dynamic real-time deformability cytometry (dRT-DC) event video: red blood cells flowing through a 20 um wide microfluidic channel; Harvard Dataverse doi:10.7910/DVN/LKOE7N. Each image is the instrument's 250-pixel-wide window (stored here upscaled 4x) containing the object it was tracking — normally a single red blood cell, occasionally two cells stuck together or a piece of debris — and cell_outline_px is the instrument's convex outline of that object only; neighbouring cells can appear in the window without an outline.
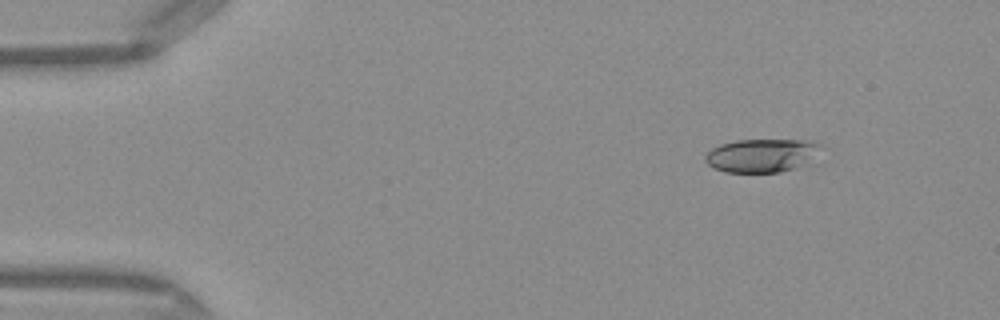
{"species": "Egyptian fruit bat (a non-hibernating species)", "species_latin": "Rousettus aegyptiacus", "temperature_condition": "warm", "stored_images_in_passage": 45, "camera_frame_rate_fps": 3000, "um_per_image_px": 0.085, "frame": {"image": 1, "passage_image": 2, "time_ms": 0.333, "image_size_px": [1000, 320], "cell_outline_px": [[828, 148], [820, 164], [780, 172], [724, 172], [712, 168], [704, 160], [704, 156], [712, 148], [720, 144], [736, 140], [804, 140], [824, 144]], "centroid_in_image_um": [65.03, 13.23], "position_along_channel_um": 20.0, "area_um2": 24.22}}
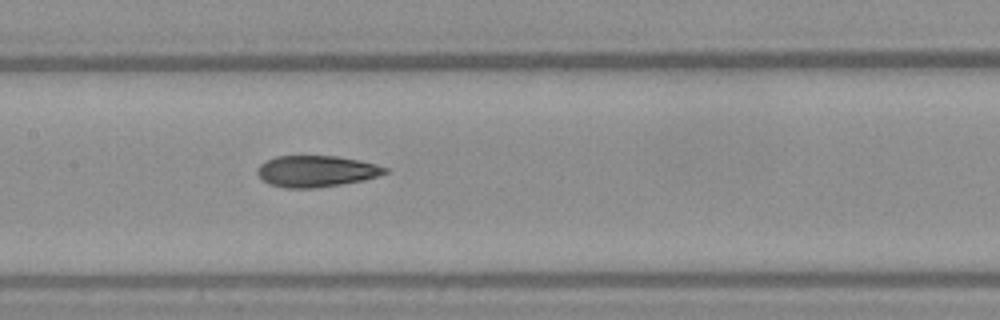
{"frame": {"image": 2, "passage_image": 20, "time_ms": 6.333, "image_size_px": [1000, 320], "cell_outline_px": [[388, 172], [364, 180], [316, 188], [284, 188], [268, 184], [256, 172], [260, 164], [276, 156], [336, 156], [360, 160], [376, 164], [388, 168]], "centroid_in_image_um": [26.88, 14.55], "position_along_channel_um": 180.5, "area_um2": 23.24}}
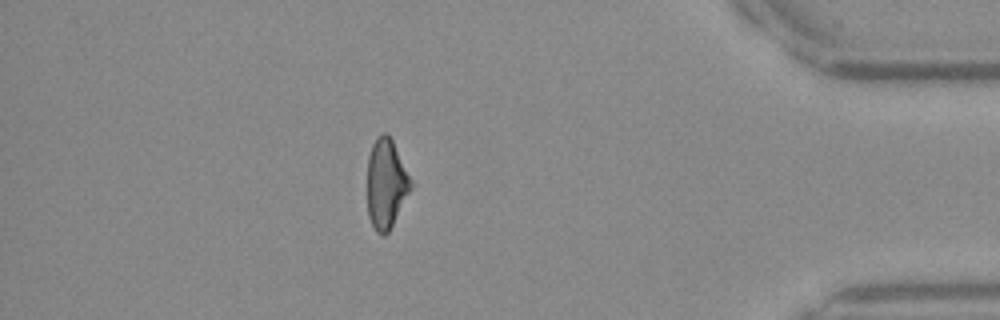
{"frame": {"image": 3, "passage_image": 39, "time_ms": 12.667, "image_size_px": [1000, 320], "cell_outline_px": [[412, 188], [388, 232], [384, 236], [380, 236], [376, 232], [368, 216], [368, 156], [372, 144], [376, 136], [380, 132], [388, 132], [412, 180]], "centroid_in_image_um": [32.82, 15.59], "position_along_channel_um": 402.4, "area_um2": 22.77}, "authors_computed_cell_mechanics": {"area_um2": 23.3512, "velocity_mm_per_s": 4.1581, "shape_relaxation_time_tau1_ms": 6.8574, "shape_relaxation_time_tau2_ms": 2.2651, "deformation_change_tau1": 0.1986, "deformation_change_tau2": 0.0981}}